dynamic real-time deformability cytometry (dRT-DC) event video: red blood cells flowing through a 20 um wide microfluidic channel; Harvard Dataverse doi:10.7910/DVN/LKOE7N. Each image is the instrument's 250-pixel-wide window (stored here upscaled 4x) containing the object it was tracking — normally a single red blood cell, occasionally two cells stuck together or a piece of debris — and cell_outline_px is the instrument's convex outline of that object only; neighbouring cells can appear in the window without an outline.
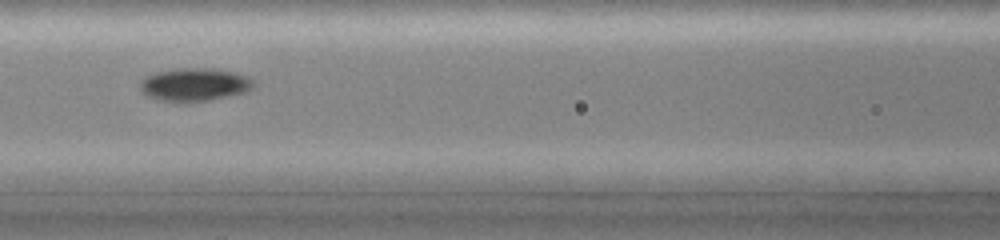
{"species": "common noctule bat (a hibernating species)", "species_latin": "Nyctalus noctula", "temperature_condition": "cold", "stored_images_in_passage": 35, "camera_frame_rate_fps": 3000, "um_per_image_px": 0.085, "animal": {"sex": "female", "body_mass_g": 19.0, "forearm_length_mm": 51.5}, "frame": {"image": 1, "passage_image": 20, "time_ms": 6.333, "image_size_px": [1000, 240], "cell_outline_px": [[256, 84], [252, 88], [244, 92], [228, 96], [208, 100], [184, 104], [160, 100], [148, 96], [140, 92], [140, 80], [156, 72], [180, 68], [212, 68], [232, 72], [244, 76], [252, 80]], "centroid_in_image_um": [16.48, 7.21], "position_along_channel_um": 150.1, "area_um2": 21.96}}